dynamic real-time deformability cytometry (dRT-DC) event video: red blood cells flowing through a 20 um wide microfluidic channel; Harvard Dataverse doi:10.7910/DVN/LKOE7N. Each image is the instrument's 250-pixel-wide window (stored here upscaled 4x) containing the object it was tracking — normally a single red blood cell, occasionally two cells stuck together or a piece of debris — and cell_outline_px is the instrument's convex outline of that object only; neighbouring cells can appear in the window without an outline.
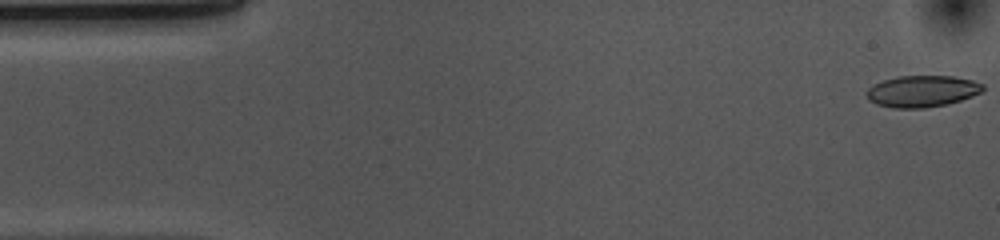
{"species": "common noctule bat (a hibernating species)", "species_latin": "Nyctalus noctula", "temperature_condition": "cold", "stored_images_in_passage": 53, "camera_frame_rate_fps": 3000, "um_per_image_px": 0.085, "animal": {"sex": "female", "body_mass_g": 10.0, "forearm_length_mm": 53.1}, "frame": {"image": 1, "passage_image": 1, "time_ms": 0.0, "image_size_px": [1000, 240], "cell_outline_px": [[984, 88], [980, 92], [972, 96], [948, 104], [924, 108], [892, 108], [876, 104], [868, 100], [868, 88], [884, 80], [900, 76], [952, 76], [972, 80], [984, 84]], "centroid_in_image_um": [78.4, 7.76], "position_along_channel_um": 6.6, "area_um2": 21.21}}
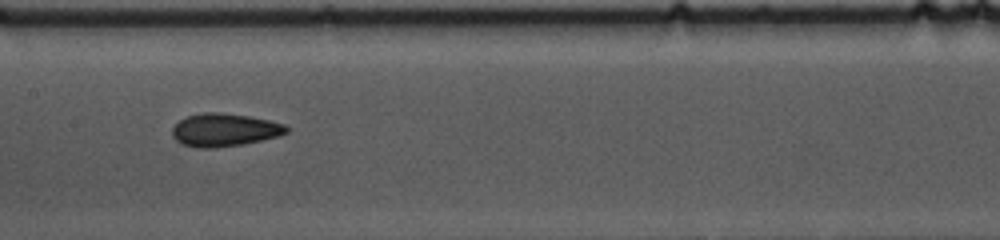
{"frame": {"image": 2, "passage_image": 25, "time_ms": 8.0, "image_size_px": [1000, 240], "cell_outline_px": [[288, 132], [280, 136], [244, 144], [212, 148], [200, 148], [180, 144], [172, 136], [172, 128], [180, 120], [188, 116], [204, 112], [220, 112], [248, 116], [268, 120], [284, 124], [288, 128]], "centroid_in_image_um": [19.07, 11.05], "position_along_channel_um": 188.3, "area_um2": 21.96}}
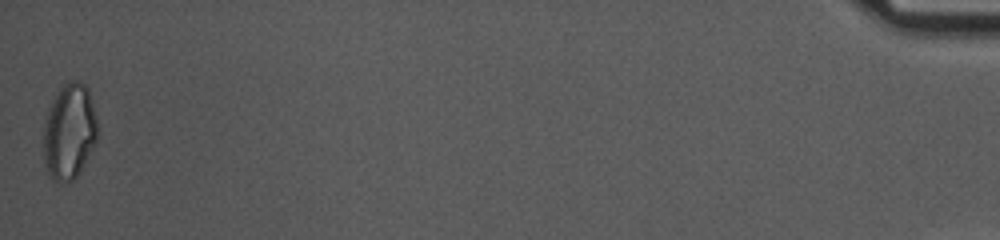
{"frame": {"image": 3, "passage_image": 53, "time_ms": 17.333, "image_size_px": [1000, 240], "cell_outline_px": [[96, 144], [80, 172], [72, 180], [60, 184], [52, 180], [48, 176], [44, 160], [44, 128], [48, 112], [52, 100], [60, 88], [68, 80], [80, 80], [88, 88], [96, 116]], "centroid_in_image_um": [5.89, 11.21], "position_along_channel_um": 429.3, "area_um2": 30.23}, "authors_computed_cell_mechanics": {"area_um2": 21.4438, "velocity_mm_per_s": 3.6845, "shape_relaxation_time_tau1_ms": 5.3032, "shape_relaxation_time_tau2_ms": 2.3573, "deformation_change_tau1": 0.1208, "deformation_change_tau2": 0.0833}}